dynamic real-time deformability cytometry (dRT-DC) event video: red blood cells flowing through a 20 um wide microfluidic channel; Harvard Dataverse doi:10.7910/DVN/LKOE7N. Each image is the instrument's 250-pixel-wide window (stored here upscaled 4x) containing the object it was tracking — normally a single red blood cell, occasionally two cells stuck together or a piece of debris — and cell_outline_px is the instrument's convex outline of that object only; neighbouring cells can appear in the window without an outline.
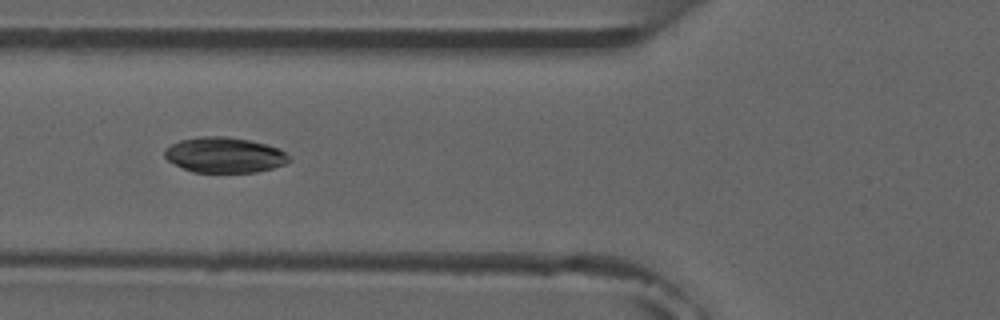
{"species": "common noctule bat (a hibernating species)", "species_latin": "Nyctalus noctula", "temperature_condition": "room temperature", "stored_images_in_passage": 8, "camera_frame_rate_fps": 3000, "um_per_image_px": 0.085, "animal": {"sex": "male", "forearm_length_mm": 52.5}, "frame": {"image": 1, "passage_image": 6, "time_ms": 5.667, "image_size_px": [1000, 320], "cell_outline_px": [[292, 160], [284, 164], [272, 168], [256, 172], [192, 172], [168, 160], [164, 156], [164, 148], [180, 140], [200, 136], [228, 136], [252, 140], [268, 144], [280, 148], [292, 156]], "centroid_in_image_um": [19.13, 13.16], "position_along_channel_um": 106.7, "area_um2": 26.01}}
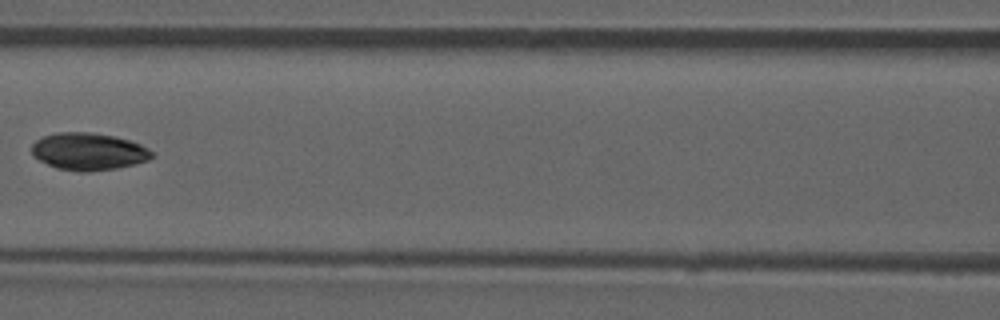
{"frame": {"image": 2, "passage_image": 7, "time_ms": 7.0, "image_size_px": [1000, 320], "cell_outline_px": [[156, 156], [148, 160], [116, 168], [88, 172], [80, 172], [56, 168], [40, 160], [32, 152], [32, 144], [36, 140], [44, 136], [56, 132], [92, 132], [116, 136], [140, 144], [148, 148]], "centroid_in_image_um": [7.54, 12.87], "position_along_channel_um": 159.1, "area_um2": 26.07}}